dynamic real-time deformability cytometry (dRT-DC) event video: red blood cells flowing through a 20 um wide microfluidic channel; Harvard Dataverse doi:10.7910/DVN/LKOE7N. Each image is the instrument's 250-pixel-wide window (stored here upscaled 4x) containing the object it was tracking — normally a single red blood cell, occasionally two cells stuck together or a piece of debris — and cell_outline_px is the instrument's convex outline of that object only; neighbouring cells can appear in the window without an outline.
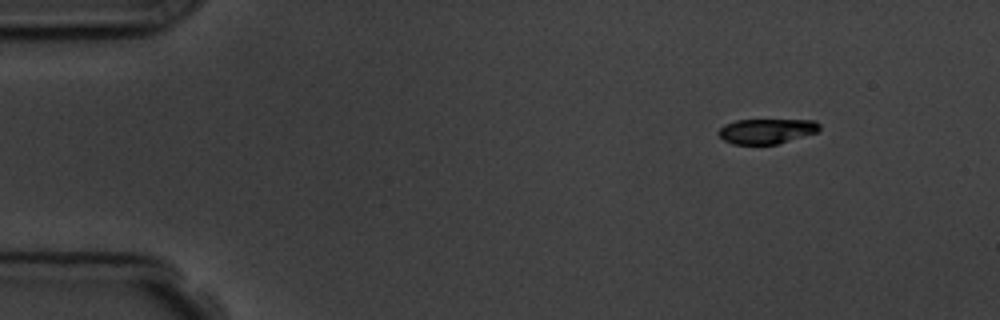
{"species": "common noctule bat (a hibernating species)", "species_latin": "Nyctalus noctula", "temperature_condition": "room temperature", "stored_images_in_passage": 4, "camera_frame_rate_fps": 3000, "um_per_image_px": 0.085, "animal": {"sex": "male", "body_mass_g": 19.5, "forearm_length_mm": 54.6}, "frame": {"image": 1, "passage_image": 1, "time_ms": 0.0, "image_size_px": [1000, 320], "cell_outline_px": [[820, 128], [816, 132], [776, 144], [732, 144], [724, 140], [716, 132], [724, 124], [736, 120], [816, 120], [820, 124]], "centroid_in_image_um": [65.13, 11.13], "position_along_channel_um": 19.9, "area_um2": 14.62}}